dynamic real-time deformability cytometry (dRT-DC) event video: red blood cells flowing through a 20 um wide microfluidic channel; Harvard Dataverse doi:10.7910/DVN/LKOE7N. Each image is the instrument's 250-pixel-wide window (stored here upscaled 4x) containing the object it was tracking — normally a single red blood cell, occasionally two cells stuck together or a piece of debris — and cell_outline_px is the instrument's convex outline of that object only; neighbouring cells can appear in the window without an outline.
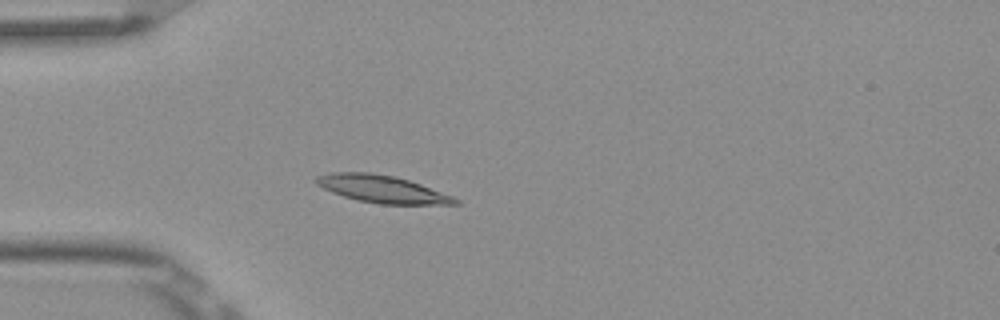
{"species": "Egyptian fruit bat (a non-hibernating species)", "species_latin": "Rousettus aegyptiacus", "temperature_condition": "room temperature", "stored_images_in_passage": 2, "camera_frame_rate_fps": 3000, "um_per_image_px": 0.085, "frame": {"image": 1, "passage_image": 2, "time_ms": 0.333, "image_size_px": [1000, 320], "cell_outline_px": [[460, 204], [380, 204], [356, 200], [332, 192], [316, 184], [312, 180], [316, 176], [328, 172], [372, 172], [396, 176], [420, 184], [452, 196], [460, 200]], "centroid_in_image_um": [32.43, 16.05], "position_along_channel_um": 52.6, "area_um2": 22.25}}